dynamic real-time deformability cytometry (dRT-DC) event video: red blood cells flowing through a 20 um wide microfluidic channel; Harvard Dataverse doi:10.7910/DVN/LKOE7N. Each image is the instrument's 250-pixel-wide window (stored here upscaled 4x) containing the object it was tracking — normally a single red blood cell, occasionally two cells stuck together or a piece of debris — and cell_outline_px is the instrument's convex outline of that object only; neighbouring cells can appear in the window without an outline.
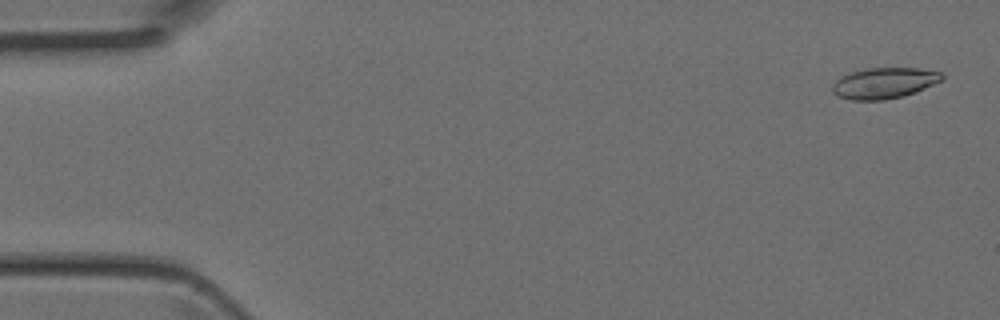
{"species": "Egyptian fruit bat (a non-hibernating species)", "species_latin": "Rousettus aegyptiacus", "temperature_condition": "room temperature", "stored_images_in_passage": 3, "camera_frame_rate_fps": 3000, "um_per_image_px": 0.085, "animal": {"sex": "female"}, "frame": {"image": 1, "passage_image": 1, "time_ms": 0.0, "image_size_px": [1000, 320], "cell_outline_px": [[944, 80], [916, 92], [904, 96], [884, 100], [852, 100], [836, 96], [832, 92], [832, 84], [840, 76], [848, 72], [864, 68], [920, 68], [940, 72], [944, 76]], "centroid_in_image_um": [75.14, 7.06], "position_along_channel_um": 9.9, "area_um2": 20.11}}